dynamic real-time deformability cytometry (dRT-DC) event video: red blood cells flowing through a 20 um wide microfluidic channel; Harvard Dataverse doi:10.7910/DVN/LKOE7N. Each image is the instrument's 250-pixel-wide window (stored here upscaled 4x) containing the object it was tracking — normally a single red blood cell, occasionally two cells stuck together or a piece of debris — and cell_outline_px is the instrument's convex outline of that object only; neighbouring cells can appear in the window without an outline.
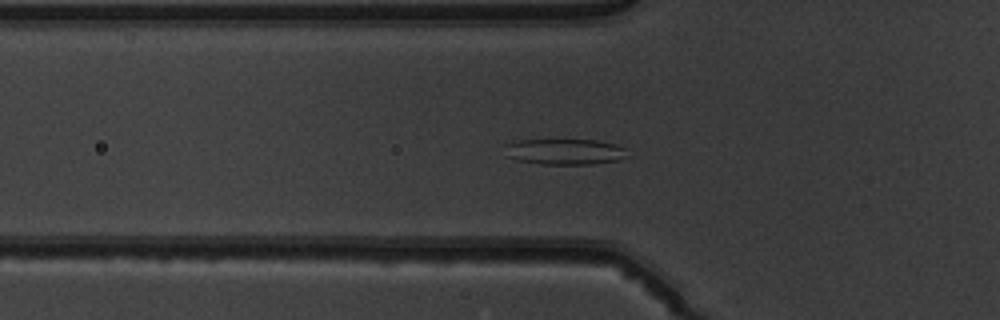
{"species": "common noctule bat (a hibernating species)", "species_latin": "Nyctalus noctula", "temperature_condition": "warm", "stored_images_in_passage": 47, "camera_frame_rate_fps": 3000, "um_per_image_px": 0.085, "animal": {"sex": "male", "body_mass_g": 19.5, "forearm_length_mm": 54.6}, "frame": {"image": 1, "passage_image": 14, "time_ms": 4.333, "image_size_px": [1000, 320], "cell_outline_px": [[628, 156], [620, 160], [592, 164], [540, 164], [516, 160], [508, 156], [504, 144], [516, 140], [596, 140], [612, 144], [624, 148]], "centroid_in_image_um": [47.98, 12.9], "position_along_channel_um": 77.8, "area_um2": 18.38}}
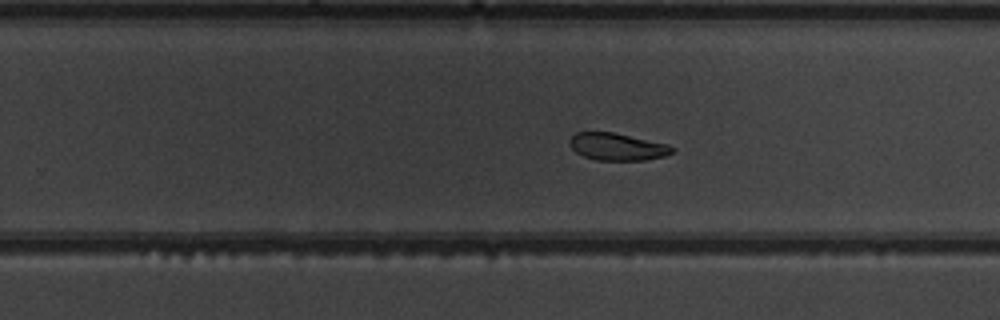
{"frame": {"image": 2, "passage_image": 29, "time_ms": 9.333, "image_size_px": [1000, 320], "cell_outline_px": [[676, 152], [664, 156], [648, 160], [596, 160], [584, 156], [576, 152], [568, 144], [568, 140], [576, 132], [612, 132], [668, 144], [676, 148]], "centroid_in_image_um": [52.49, 12.48], "position_along_channel_um": 277.3, "area_um2": 16.42}}
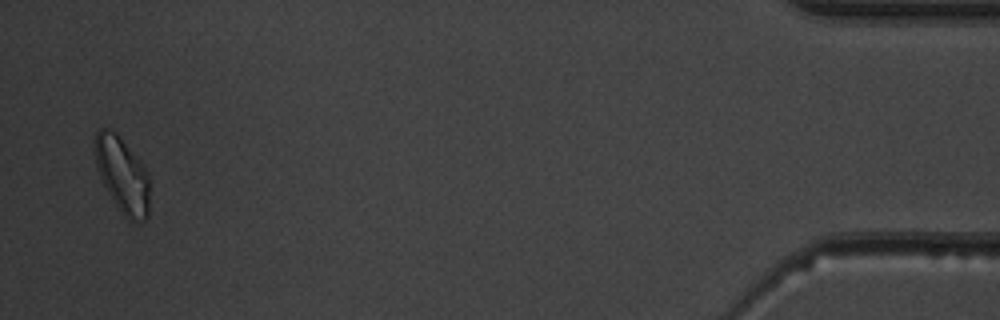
{"frame": {"image": 3, "passage_image": 46, "time_ms": 15.0, "image_size_px": [1000, 320], "cell_outline_px": [[148, 216], [144, 220], [128, 220], [124, 216], [108, 192], [100, 176], [96, 164], [92, 144], [96, 132], [100, 128], [108, 128], [116, 132], [120, 136], [144, 164], [148, 176]], "centroid_in_image_um": [10.37, 14.79], "position_along_channel_um": 424.8, "area_um2": 24.16}, "authors_computed_cell_mechanics": {"area_um2": 18.785, "velocity_mm_per_s": 3.9918, "shape_relaxation_time_tau1_ms": 8.2535, "shape_relaxation_time_tau2_ms": 5.0903, "deformation_change_tau1": 0.1757, "deformation_change_tau2": 0.1046}}